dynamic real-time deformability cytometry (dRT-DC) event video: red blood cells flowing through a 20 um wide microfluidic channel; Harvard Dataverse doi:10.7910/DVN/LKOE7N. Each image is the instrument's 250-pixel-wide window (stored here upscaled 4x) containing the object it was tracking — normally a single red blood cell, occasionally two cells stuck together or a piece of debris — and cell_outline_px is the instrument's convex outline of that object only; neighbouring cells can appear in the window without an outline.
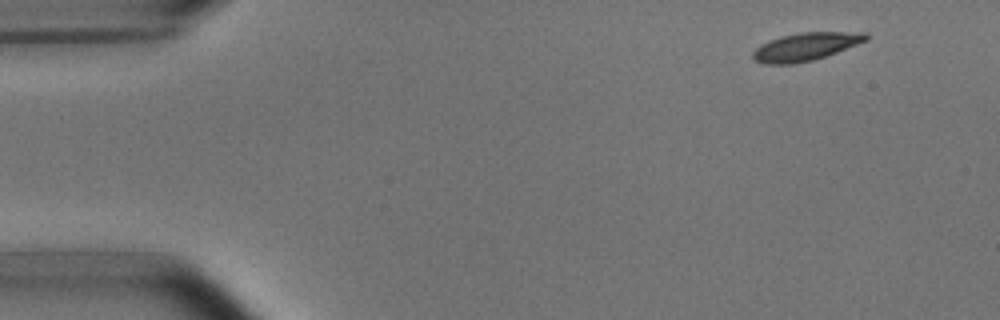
{"species": "common noctule bat (a hibernating species)", "species_latin": "Nyctalus noctula", "temperature_condition": "room temperature", "stored_images_in_passage": 4, "camera_frame_rate_fps": 3000, "um_per_image_px": 0.085, "animal": {"sex": "male", "body_mass_g": 15.6}, "frame": {"image": 1, "passage_image": 1, "time_ms": 0.0, "image_size_px": [1000, 320], "cell_outline_px": [[868, 40], [836, 52], [812, 60], [792, 64], [768, 64], [756, 60], [752, 56], [752, 52], [760, 44], [768, 40], [780, 36], [800, 32], [868, 32]], "centroid_in_image_um": [68.47, 3.95], "position_along_channel_um": 16.5, "area_um2": 18.32}}
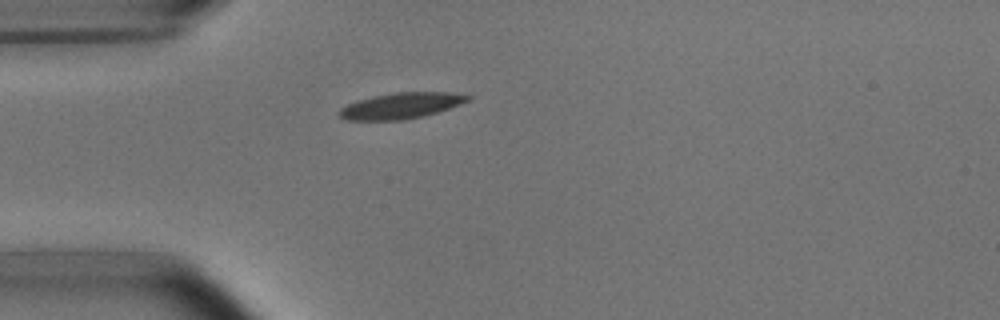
{"frame": {"image": 2, "passage_image": 3, "time_ms": 3.333, "image_size_px": [1000, 320], "cell_outline_px": [[472, 96], [468, 100], [460, 104], [436, 112], [404, 120], [348, 120], [340, 116], [340, 108], [348, 104], [372, 96], [396, 92], [452, 92]], "centroid_in_image_um": [34.09, 8.97], "position_along_channel_um": 50.9, "area_um2": 19.07}}